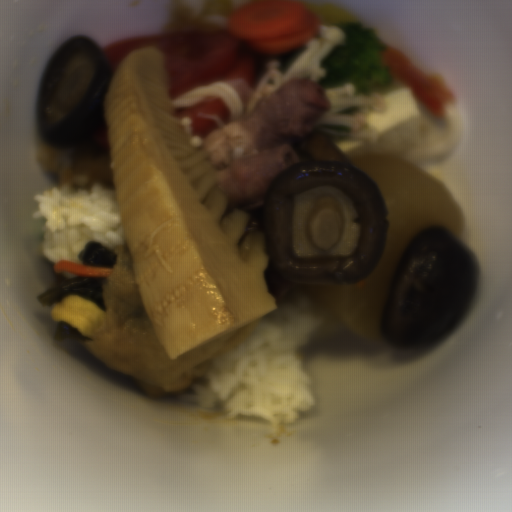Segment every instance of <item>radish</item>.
<instances>
[{"mask_svg":"<svg viewBox=\"0 0 512 512\" xmlns=\"http://www.w3.org/2000/svg\"><path fill=\"white\" fill-rule=\"evenodd\" d=\"M352 160L373 180L385 204L384 247L375 268L358 282L312 283L310 292L358 337L380 343L384 306L407 247L430 226L461 237L465 222L451 192L428 169L388 153H359Z\"/></svg>","mask_w":512,"mask_h":512,"instance_id":"1f323893","label":"radish"},{"mask_svg":"<svg viewBox=\"0 0 512 512\" xmlns=\"http://www.w3.org/2000/svg\"><path fill=\"white\" fill-rule=\"evenodd\" d=\"M56 273H72L79 277H93L107 280L114 268L104 266H85V264L58 259L55 262Z\"/></svg>","mask_w":512,"mask_h":512,"instance_id":"8e3532e8","label":"radish"}]
</instances>
